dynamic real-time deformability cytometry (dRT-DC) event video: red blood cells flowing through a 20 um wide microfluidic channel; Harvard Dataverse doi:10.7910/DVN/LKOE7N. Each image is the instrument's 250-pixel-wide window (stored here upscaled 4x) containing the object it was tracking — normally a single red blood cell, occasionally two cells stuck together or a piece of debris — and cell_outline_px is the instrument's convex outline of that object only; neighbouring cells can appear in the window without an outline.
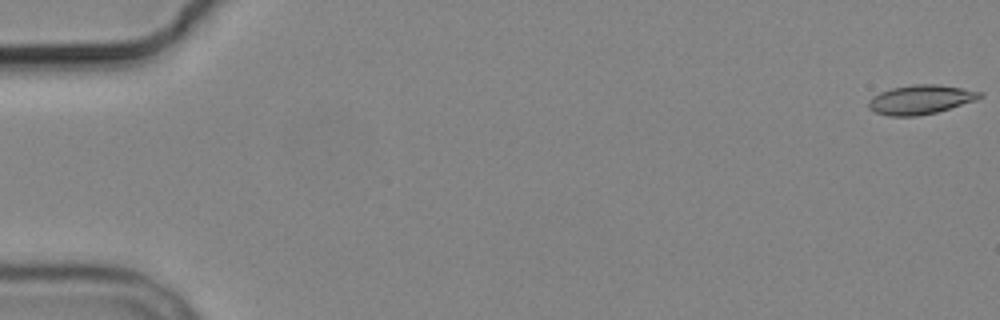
{"species": "common noctule bat (a hibernating species)", "species_latin": "Nyctalus noctula", "temperature_condition": "cold", "stored_images_in_passage": 5, "camera_frame_rate_fps": 3000, "um_per_image_px": 0.085, "animal": {"sex": "male", "body_mass_g": 19.2, "forearm_length_mm": 51.8}, "frame": {"image": 1, "passage_image": 1, "time_ms": 0.0, "image_size_px": [1000, 320], "cell_outline_px": [[984, 96], [976, 100], [936, 112], [916, 116], [888, 116], [876, 112], [868, 108], [868, 100], [872, 96], [880, 92], [892, 88], [912, 84], [940, 84], [964, 88], [984, 92]], "centroid_in_image_um": [78.26, 8.45], "position_along_channel_um": 6.7, "area_um2": 19.07}}